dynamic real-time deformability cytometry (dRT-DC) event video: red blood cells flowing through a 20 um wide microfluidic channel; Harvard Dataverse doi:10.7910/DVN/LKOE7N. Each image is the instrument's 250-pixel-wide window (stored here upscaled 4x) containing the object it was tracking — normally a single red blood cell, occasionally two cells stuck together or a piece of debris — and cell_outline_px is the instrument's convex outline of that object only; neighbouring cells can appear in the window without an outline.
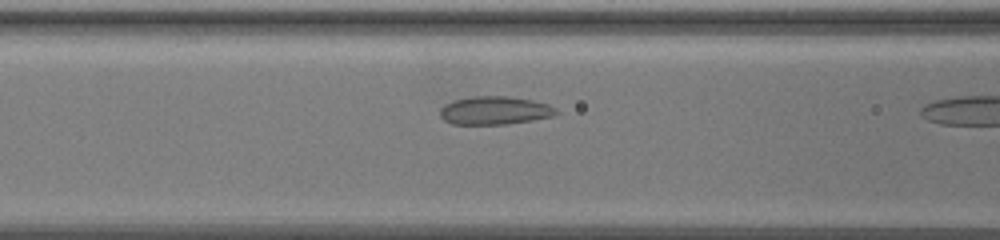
{"species": "common noctule bat (a hibernating species)", "species_latin": "Nyctalus noctula", "temperature_condition": "warm", "stored_images_in_passage": 9, "camera_frame_rate_fps": 3000, "um_per_image_px": 0.085, "animal": {"sex": "female", "body_mass_g": 19.5, "forearm_length_mm": 54.1}, "frame": {"image": 1, "passage_image": 8, "time_ms": 2.333, "image_size_px": [1000, 240], "cell_outline_px": [[560, 112], [552, 116], [532, 120], [508, 124], [452, 124], [444, 120], [440, 116], [440, 108], [444, 104], [452, 100], [472, 96], [508, 96], [532, 100], [548, 104], [556, 108]], "centroid_in_image_um": [42.03, 9.38], "position_along_channel_um": 124.6, "area_um2": 19.25}}